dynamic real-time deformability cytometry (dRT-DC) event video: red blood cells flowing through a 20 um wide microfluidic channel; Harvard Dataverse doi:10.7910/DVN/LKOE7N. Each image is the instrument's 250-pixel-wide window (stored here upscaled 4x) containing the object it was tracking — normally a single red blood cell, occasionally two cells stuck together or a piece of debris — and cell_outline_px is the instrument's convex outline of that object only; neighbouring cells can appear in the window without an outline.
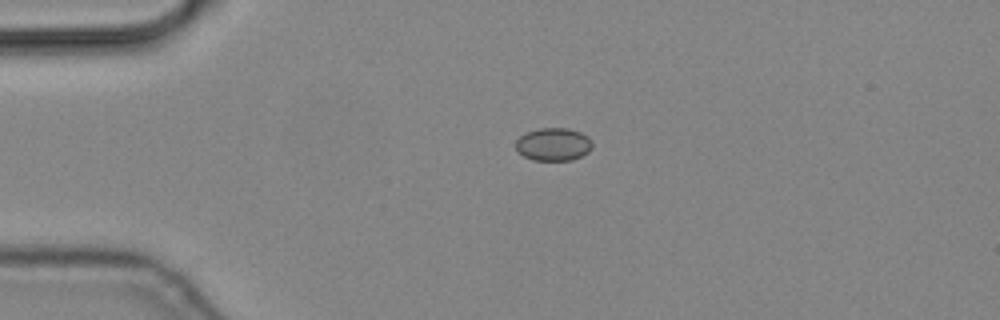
{"species": "common noctule bat (a hibernating species)", "species_latin": "Nyctalus noctula", "temperature_condition": "cold", "stored_images_in_passage": 3, "camera_frame_rate_fps": 3000, "um_per_image_px": 0.085, "animal": {"sex": "male", "body_mass_g": 19.2, "forearm_length_mm": 51.8}, "frame": {"image": 1, "passage_image": 2, "time_ms": 0.333, "image_size_px": [1000, 320], "cell_outline_px": [[592, 148], [588, 152], [572, 160], [532, 160], [516, 152], [516, 140], [520, 136], [528, 132], [540, 128], [568, 128], [580, 132], [588, 136], [592, 140]], "centroid_in_image_um": [47.04, 12.27], "position_along_channel_um": 38.0, "area_um2": 14.74}}